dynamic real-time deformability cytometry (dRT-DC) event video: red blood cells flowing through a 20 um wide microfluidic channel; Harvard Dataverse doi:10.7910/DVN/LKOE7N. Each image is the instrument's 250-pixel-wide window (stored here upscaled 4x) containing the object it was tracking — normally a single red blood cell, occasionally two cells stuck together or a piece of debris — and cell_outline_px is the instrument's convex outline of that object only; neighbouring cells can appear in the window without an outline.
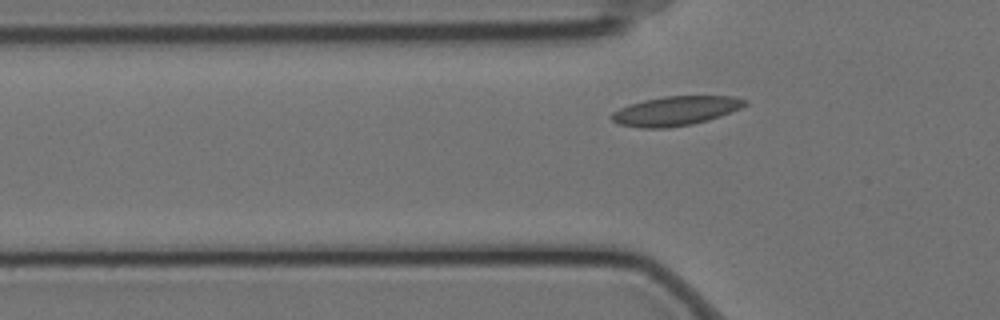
{"species": "Egyptian fruit bat (a non-hibernating species)", "species_latin": "Rousettus aegyptiacus", "temperature_condition": "cold", "stored_images_in_passage": 42, "camera_frame_rate_fps": 3000, "um_per_image_px": 0.085, "animal": {"sex": "female"}, "frame": {"image": 1, "passage_image": 3, "time_ms": 0.667, "image_size_px": [1000, 320], "cell_outline_px": [[748, 104], [740, 108], [720, 116], [708, 120], [692, 124], [668, 128], [640, 128], [620, 124], [612, 120], [608, 116], [612, 112], [628, 104], [644, 100], [664, 96], [732, 96], [748, 100]], "centroid_in_image_um": [57.41, 9.42], "position_along_channel_um": 68.4, "area_um2": 22.83}}
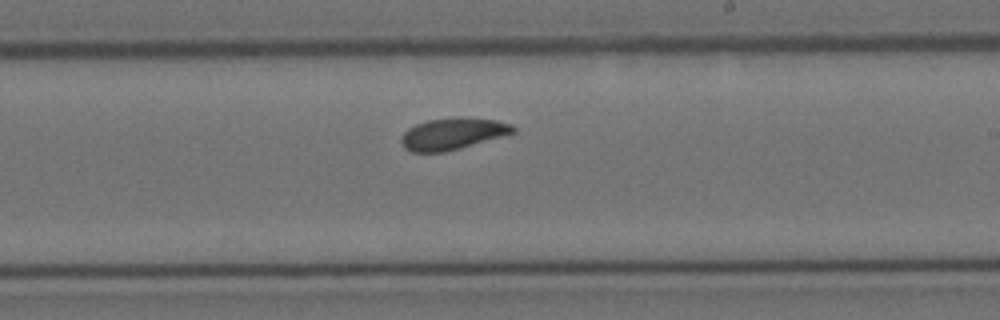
{"frame": {"image": 2, "passage_image": 19, "time_ms": 6.0, "image_size_px": [1000, 320], "cell_outline_px": [[516, 132], [504, 136], [460, 148], [444, 152], [412, 152], [404, 148], [400, 140], [400, 136], [408, 128], [416, 124], [428, 120], [460, 116], [464, 116], [496, 120], [512, 124], [516, 128]], "centroid_in_image_um": [38.49, 11.36], "position_along_channel_um": 250.5, "area_um2": 20.92}}
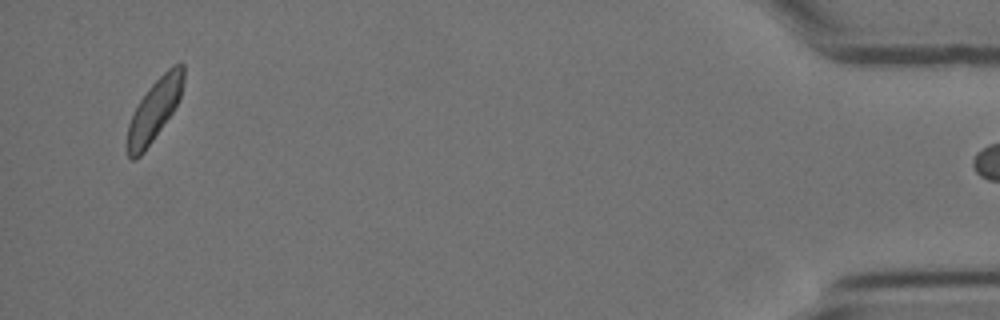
{"frame": {"image": 3, "passage_image": 41, "time_ms": 13.333, "image_size_px": [1000, 320], "cell_outline_px": [[184, 80], [180, 100], [172, 112], [144, 152], [136, 160], [132, 160], [128, 156], [128, 124], [140, 100], [148, 88], [172, 64], [184, 64]], "centroid_in_image_um": [13.15, 9.32], "position_along_channel_um": 422.1, "area_um2": 19.77}}